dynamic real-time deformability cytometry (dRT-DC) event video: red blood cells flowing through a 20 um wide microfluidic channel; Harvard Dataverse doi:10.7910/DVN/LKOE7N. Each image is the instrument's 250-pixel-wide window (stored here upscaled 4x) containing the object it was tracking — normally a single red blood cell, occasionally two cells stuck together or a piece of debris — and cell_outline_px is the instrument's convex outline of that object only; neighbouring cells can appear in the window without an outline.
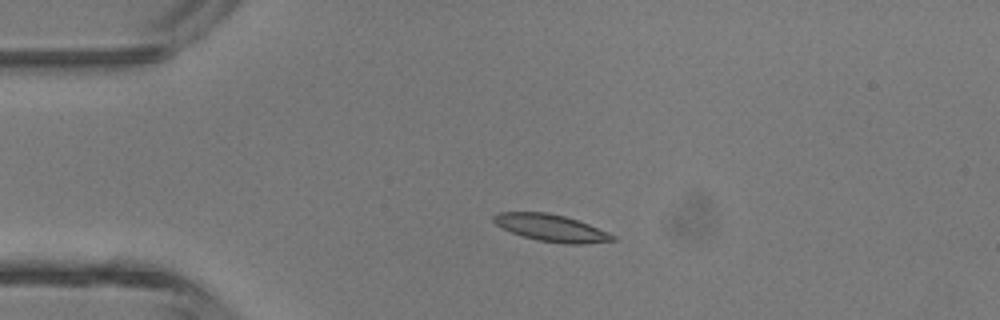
{"species": "common noctule bat (a hibernating species)", "species_latin": "Nyctalus noctula", "temperature_condition": "room temperature", "stored_images_in_passage": 3, "camera_frame_rate_fps": 3000, "um_per_image_px": 0.085, "animal": {"sex": "male", "body_mass_g": 13.3}, "frame": {"image": 1, "passage_image": 2, "time_ms": 1.333, "image_size_px": [1000, 320], "cell_outline_px": [[616, 240], [580, 244], [564, 244], [540, 240], [524, 236], [512, 232], [496, 224], [492, 220], [492, 216], [500, 212], [548, 212], [564, 216], [588, 224], [608, 232], [616, 236]], "centroid_in_image_um": [46.86, 19.37], "position_along_channel_um": 38.1, "area_um2": 18.44}}